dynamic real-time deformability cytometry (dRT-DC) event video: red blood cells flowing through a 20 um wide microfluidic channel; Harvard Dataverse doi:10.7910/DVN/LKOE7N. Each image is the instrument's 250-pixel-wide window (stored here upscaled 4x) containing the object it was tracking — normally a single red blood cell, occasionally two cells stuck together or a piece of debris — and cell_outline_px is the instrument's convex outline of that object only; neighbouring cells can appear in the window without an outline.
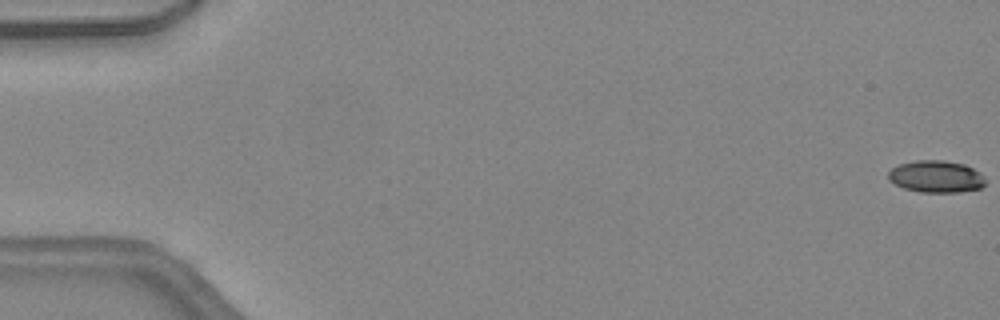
{"species": "common noctule bat (a hibernating species)", "species_latin": "Nyctalus noctula", "temperature_condition": "warm", "stored_images_in_passage": 5, "camera_frame_rate_fps": 3000, "um_per_image_px": 0.085, "animal": {"sex": "female", "body_mass_g": 24.6, "forearm_length_mm": 56.2}, "frame": {"image": 1, "passage_image": 1, "time_ms": 0.0, "image_size_px": [1000, 320], "cell_outline_px": [[984, 184], [980, 188], [956, 192], [920, 192], [904, 188], [888, 180], [888, 172], [892, 168], [900, 164], [916, 160], [940, 160], [964, 164], [980, 172], [984, 180]], "centroid_in_image_um": [79.54, 15.0], "position_along_channel_um": 5.5, "area_um2": 17.92}}